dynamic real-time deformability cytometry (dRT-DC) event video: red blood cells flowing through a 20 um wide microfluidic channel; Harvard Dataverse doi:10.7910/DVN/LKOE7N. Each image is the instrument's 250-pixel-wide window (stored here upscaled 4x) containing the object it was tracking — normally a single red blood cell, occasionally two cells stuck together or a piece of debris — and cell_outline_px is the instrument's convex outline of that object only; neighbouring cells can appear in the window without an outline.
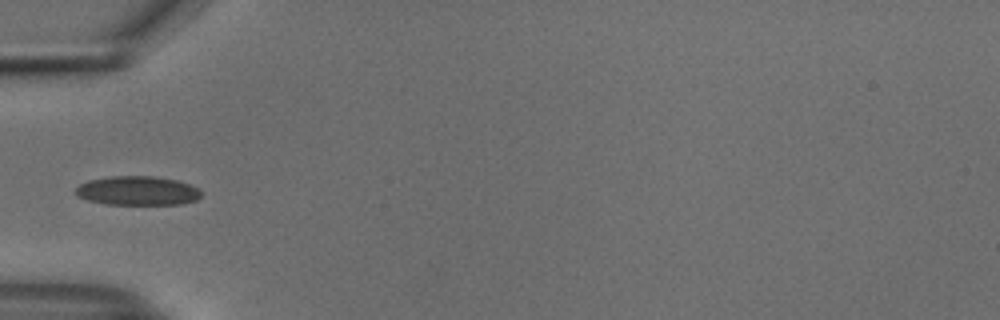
{"species": "common noctule bat (a hibernating species)", "species_latin": "Nyctalus noctula", "temperature_condition": "cold", "stored_images_in_passage": 30, "camera_frame_rate_fps": 3000, "um_per_image_px": 0.085, "animal": {"sex": "male", "body_mass_g": 18.8}, "frame": {"image": 1, "passage_image": 1, "time_ms": 0.0, "image_size_px": [1000, 320], "cell_outline_px": [[200, 196], [196, 200], [180, 204], [104, 204], [88, 200], [76, 196], [76, 188], [80, 184], [88, 180], [112, 176], [156, 176], [176, 180], [200, 188]], "centroid_in_image_um": [11.68, 16.21], "position_along_channel_um": 73.3, "area_um2": 21.27}}
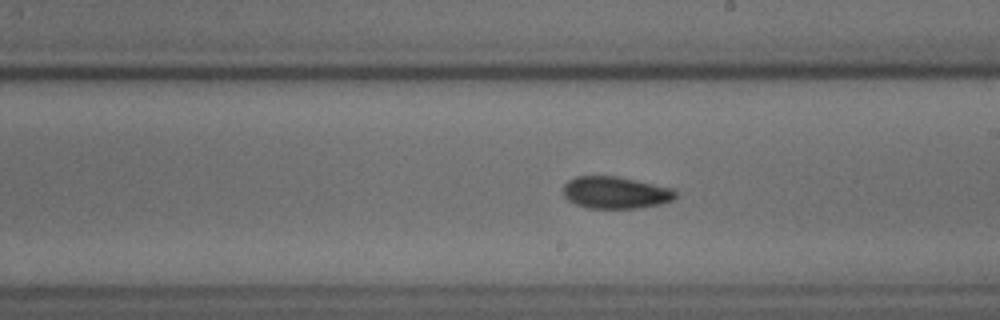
{"frame": {"image": 2, "passage_image": 14, "time_ms": 4.333, "image_size_px": [1000, 320], "cell_outline_px": [[676, 196], [672, 200], [660, 204], [640, 208], [588, 208], [576, 204], [568, 200], [564, 196], [564, 184], [568, 180], [576, 176], [616, 176], [636, 180], [672, 188], [676, 192]], "centroid_in_image_um": [52.31, 16.37], "position_along_channel_um": 236.7, "area_um2": 20.92}}
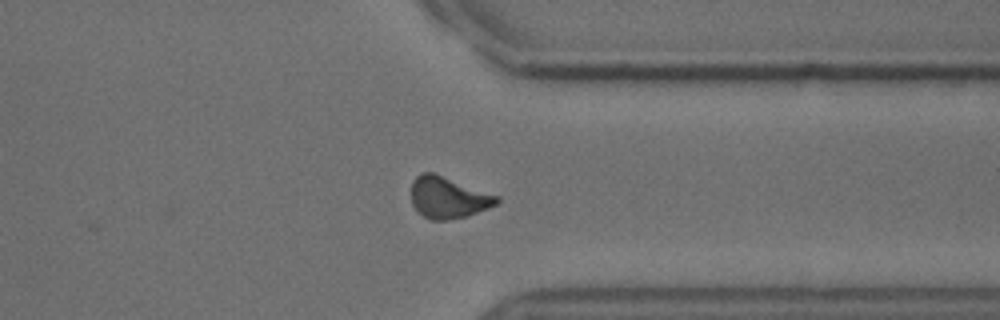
{"frame": {"image": 3, "passage_image": 25, "time_ms": 8.0, "image_size_px": [1000, 320], "cell_outline_px": [[500, 200], [496, 204], [488, 208], [468, 216], [444, 220], [432, 220], [424, 216], [412, 204], [412, 180], [420, 172], [432, 172], [500, 196]], "centroid_in_image_um": [38.1, 16.78], "position_along_channel_um": 373.3, "area_um2": 20.58}, "authors_computed_cell_mechanics": {"area_um2": 20.2589, "velocity_mm_per_s": 3.7554, "shape_relaxation_time_tau1_ms": 4.8468, "shape_relaxation_time_tau2_ms": 10.6221, "deformation_change_tau1": 0.0967, "deformation_change_tau2": 0.1424}}